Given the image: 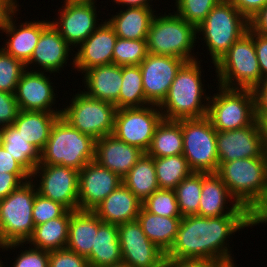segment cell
Segmentation results:
<instances>
[{
  "label": "cell",
  "instance_id": "6da1fadb",
  "mask_svg": "<svg viewBox=\"0 0 267 267\" xmlns=\"http://www.w3.org/2000/svg\"><path fill=\"white\" fill-rule=\"evenodd\" d=\"M262 224L253 215L203 217L183 216L176 239L165 254L168 259L215 260L236 264L230 237L243 229ZM248 227V228H247Z\"/></svg>",
  "mask_w": 267,
  "mask_h": 267
},
{
  "label": "cell",
  "instance_id": "7a4b0ae2",
  "mask_svg": "<svg viewBox=\"0 0 267 267\" xmlns=\"http://www.w3.org/2000/svg\"><path fill=\"white\" fill-rule=\"evenodd\" d=\"M216 174L231 196L262 225L267 224V156L219 163Z\"/></svg>",
  "mask_w": 267,
  "mask_h": 267
},
{
  "label": "cell",
  "instance_id": "3957f363",
  "mask_svg": "<svg viewBox=\"0 0 267 267\" xmlns=\"http://www.w3.org/2000/svg\"><path fill=\"white\" fill-rule=\"evenodd\" d=\"M203 60L185 62L178 70L167 96L159 105L163 119L180 120L207 116L210 90L207 92L201 66ZM202 67V68H201ZM204 70V71H203ZM203 72V73H202Z\"/></svg>",
  "mask_w": 267,
  "mask_h": 267
},
{
  "label": "cell",
  "instance_id": "277c9868",
  "mask_svg": "<svg viewBox=\"0 0 267 267\" xmlns=\"http://www.w3.org/2000/svg\"><path fill=\"white\" fill-rule=\"evenodd\" d=\"M248 28L249 21L237 8L229 0H221L197 27V40L204 41L209 62L215 66Z\"/></svg>",
  "mask_w": 267,
  "mask_h": 267
},
{
  "label": "cell",
  "instance_id": "5b68a950",
  "mask_svg": "<svg viewBox=\"0 0 267 267\" xmlns=\"http://www.w3.org/2000/svg\"><path fill=\"white\" fill-rule=\"evenodd\" d=\"M166 12L165 9L164 14L157 13L152 20L146 39L148 53L173 56L186 62L199 59L194 52L196 43H200L197 28L174 11Z\"/></svg>",
  "mask_w": 267,
  "mask_h": 267
},
{
  "label": "cell",
  "instance_id": "8992f818",
  "mask_svg": "<svg viewBox=\"0 0 267 267\" xmlns=\"http://www.w3.org/2000/svg\"><path fill=\"white\" fill-rule=\"evenodd\" d=\"M95 141L60 116L40 152L39 164L61 165L80 171L95 159Z\"/></svg>",
  "mask_w": 267,
  "mask_h": 267
},
{
  "label": "cell",
  "instance_id": "52a82bcc",
  "mask_svg": "<svg viewBox=\"0 0 267 267\" xmlns=\"http://www.w3.org/2000/svg\"><path fill=\"white\" fill-rule=\"evenodd\" d=\"M219 86L253 90L262 81L253 37L247 32L214 66Z\"/></svg>",
  "mask_w": 267,
  "mask_h": 267
},
{
  "label": "cell",
  "instance_id": "ba28073f",
  "mask_svg": "<svg viewBox=\"0 0 267 267\" xmlns=\"http://www.w3.org/2000/svg\"><path fill=\"white\" fill-rule=\"evenodd\" d=\"M30 179L0 199V245L27 243L34 232L32 210L37 193Z\"/></svg>",
  "mask_w": 267,
  "mask_h": 267
},
{
  "label": "cell",
  "instance_id": "9c48e42d",
  "mask_svg": "<svg viewBox=\"0 0 267 267\" xmlns=\"http://www.w3.org/2000/svg\"><path fill=\"white\" fill-rule=\"evenodd\" d=\"M210 95L207 117L217 131H230L252 125L256 121L253 91L230 89L216 84Z\"/></svg>",
  "mask_w": 267,
  "mask_h": 267
},
{
  "label": "cell",
  "instance_id": "30bf717a",
  "mask_svg": "<svg viewBox=\"0 0 267 267\" xmlns=\"http://www.w3.org/2000/svg\"><path fill=\"white\" fill-rule=\"evenodd\" d=\"M68 102L61 106V117L72 127L94 140L113 133L117 110L113 103L93 99L81 90L73 94Z\"/></svg>",
  "mask_w": 267,
  "mask_h": 267
},
{
  "label": "cell",
  "instance_id": "8fae6325",
  "mask_svg": "<svg viewBox=\"0 0 267 267\" xmlns=\"http://www.w3.org/2000/svg\"><path fill=\"white\" fill-rule=\"evenodd\" d=\"M183 156L189 168L197 173H216L219 168L216 137L217 130L210 119H181Z\"/></svg>",
  "mask_w": 267,
  "mask_h": 267
},
{
  "label": "cell",
  "instance_id": "7c38bea8",
  "mask_svg": "<svg viewBox=\"0 0 267 267\" xmlns=\"http://www.w3.org/2000/svg\"><path fill=\"white\" fill-rule=\"evenodd\" d=\"M162 119L159 106L153 104L117 109L112 134L146 153L151 145L154 131Z\"/></svg>",
  "mask_w": 267,
  "mask_h": 267
},
{
  "label": "cell",
  "instance_id": "4fadbf2b",
  "mask_svg": "<svg viewBox=\"0 0 267 267\" xmlns=\"http://www.w3.org/2000/svg\"><path fill=\"white\" fill-rule=\"evenodd\" d=\"M31 179L42 196L62 204L70 211L79 210V171L76 169L38 164L31 174Z\"/></svg>",
  "mask_w": 267,
  "mask_h": 267
},
{
  "label": "cell",
  "instance_id": "5bb4252c",
  "mask_svg": "<svg viewBox=\"0 0 267 267\" xmlns=\"http://www.w3.org/2000/svg\"><path fill=\"white\" fill-rule=\"evenodd\" d=\"M62 1L63 4L56 13L58 18L50 22L74 49L79 47L102 24L99 21L103 19L98 16L99 12H102L97 9L100 4Z\"/></svg>",
  "mask_w": 267,
  "mask_h": 267
},
{
  "label": "cell",
  "instance_id": "9a60e30c",
  "mask_svg": "<svg viewBox=\"0 0 267 267\" xmlns=\"http://www.w3.org/2000/svg\"><path fill=\"white\" fill-rule=\"evenodd\" d=\"M72 51L74 53V49L50 22L43 29L30 60L25 64L26 69L48 72L50 75L53 73L55 77V73L60 75L70 60V64L73 65L72 70H74V54Z\"/></svg>",
  "mask_w": 267,
  "mask_h": 267
},
{
  "label": "cell",
  "instance_id": "2e32d148",
  "mask_svg": "<svg viewBox=\"0 0 267 267\" xmlns=\"http://www.w3.org/2000/svg\"><path fill=\"white\" fill-rule=\"evenodd\" d=\"M122 262L130 267H163L165 253L143 232L137 219L118 225Z\"/></svg>",
  "mask_w": 267,
  "mask_h": 267
},
{
  "label": "cell",
  "instance_id": "e0dca14e",
  "mask_svg": "<svg viewBox=\"0 0 267 267\" xmlns=\"http://www.w3.org/2000/svg\"><path fill=\"white\" fill-rule=\"evenodd\" d=\"M185 62L173 56L148 53L139 67L145 98L149 104L159 106L163 102L178 70Z\"/></svg>",
  "mask_w": 267,
  "mask_h": 267
},
{
  "label": "cell",
  "instance_id": "ac0fdd59",
  "mask_svg": "<svg viewBox=\"0 0 267 267\" xmlns=\"http://www.w3.org/2000/svg\"><path fill=\"white\" fill-rule=\"evenodd\" d=\"M47 74L48 72L28 69L23 72L15 91V99L18 103L19 110L62 112L60 103L58 104V108L55 105L56 102H59V100L56 101L59 97L55 93L57 92V89L55 91L57 86L51 81L53 77H50V75L47 76Z\"/></svg>",
  "mask_w": 267,
  "mask_h": 267
},
{
  "label": "cell",
  "instance_id": "d6986e66",
  "mask_svg": "<svg viewBox=\"0 0 267 267\" xmlns=\"http://www.w3.org/2000/svg\"><path fill=\"white\" fill-rule=\"evenodd\" d=\"M20 11L18 8L0 25V33H5L7 38L0 47L15 59L26 64L33 54L43 29L50 23V19L47 20L48 17L45 20L44 18L43 20L31 19L19 23L17 21L21 17L17 15H20Z\"/></svg>",
  "mask_w": 267,
  "mask_h": 267
},
{
  "label": "cell",
  "instance_id": "ffe728a7",
  "mask_svg": "<svg viewBox=\"0 0 267 267\" xmlns=\"http://www.w3.org/2000/svg\"><path fill=\"white\" fill-rule=\"evenodd\" d=\"M78 183L79 210L93 211L122 184V179L93 160L79 171Z\"/></svg>",
  "mask_w": 267,
  "mask_h": 267
},
{
  "label": "cell",
  "instance_id": "44dd1931",
  "mask_svg": "<svg viewBox=\"0 0 267 267\" xmlns=\"http://www.w3.org/2000/svg\"><path fill=\"white\" fill-rule=\"evenodd\" d=\"M216 146L219 163L264 154L258 122L230 131H217Z\"/></svg>",
  "mask_w": 267,
  "mask_h": 267
},
{
  "label": "cell",
  "instance_id": "7402d4cb",
  "mask_svg": "<svg viewBox=\"0 0 267 267\" xmlns=\"http://www.w3.org/2000/svg\"><path fill=\"white\" fill-rule=\"evenodd\" d=\"M114 28L105 20L79 46L74 54V70L82 74L96 66L113 64L114 45L117 40Z\"/></svg>",
  "mask_w": 267,
  "mask_h": 267
},
{
  "label": "cell",
  "instance_id": "603a6c76",
  "mask_svg": "<svg viewBox=\"0 0 267 267\" xmlns=\"http://www.w3.org/2000/svg\"><path fill=\"white\" fill-rule=\"evenodd\" d=\"M203 217L225 215H252L231 196L228 188L216 173H202V191L199 211Z\"/></svg>",
  "mask_w": 267,
  "mask_h": 267
},
{
  "label": "cell",
  "instance_id": "cb8c5ba5",
  "mask_svg": "<svg viewBox=\"0 0 267 267\" xmlns=\"http://www.w3.org/2000/svg\"><path fill=\"white\" fill-rule=\"evenodd\" d=\"M144 153L110 134L95 141L94 161L123 179Z\"/></svg>",
  "mask_w": 267,
  "mask_h": 267
},
{
  "label": "cell",
  "instance_id": "d4e9b609",
  "mask_svg": "<svg viewBox=\"0 0 267 267\" xmlns=\"http://www.w3.org/2000/svg\"><path fill=\"white\" fill-rule=\"evenodd\" d=\"M82 75L85 88L82 91L87 96L113 103L119 109L122 66L116 64L96 66L86 70Z\"/></svg>",
  "mask_w": 267,
  "mask_h": 267
},
{
  "label": "cell",
  "instance_id": "484cf974",
  "mask_svg": "<svg viewBox=\"0 0 267 267\" xmlns=\"http://www.w3.org/2000/svg\"><path fill=\"white\" fill-rule=\"evenodd\" d=\"M142 202L122 183L93 212L104 223L121 224L136 220Z\"/></svg>",
  "mask_w": 267,
  "mask_h": 267
},
{
  "label": "cell",
  "instance_id": "4316f807",
  "mask_svg": "<svg viewBox=\"0 0 267 267\" xmlns=\"http://www.w3.org/2000/svg\"><path fill=\"white\" fill-rule=\"evenodd\" d=\"M155 12V13H154ZM158 11L146 7H121L116 15L106 19L118 38L129 40L147 39L152 20Z\"/></svg>",
  "mask_w": 267,
  "mask_h": 267
},
{
  "label": "cell",
  "instance_id": "83f0119b",
  "mask_svg": "<svg viewBox=\"0 0 267 267\" xmlns=\"http://www.w3.org/2000/svg\"><path fill=\"white\" fill-rule=\"evenodd\" d=\"M61 112L20 110L12 124L22 137L40 152L50 137L51 129Z\"/></svg>",
  "mask_w": 267,
  "mask_h": 267
},
{
  "label": "cell",
  "instance_id": "f1b7e54d",
  "mask_svg": "<svg viewBox=\"0 0 267 267\" xmlns=\"http://www.w3.org/2000/svg\"><path fill=\"white\" fill-rule=\"evenodd\" d=\"M98 232V216L93 211H71L66 248L87 257Z\"/></svg>",
  "mask_w": 267,
  "mask_h": 267
},
{
  "label": "cell",
  "instance_id": "f546056e",
  "mask_svg": "<svg viewBox=\"0 0 267 267\" xmlns=\"http://www.w3.org/2000/svg\"><path fill=\"white\" fill-rule=\"evenodd\" d=\"M86 258L89 267H106L122 262L117 224L104 223L98 217L94 246Z\"/></svg>",
  "mask_w": 267,
  "mask_h": 267
},
{
  "label": "cell",
  "instance_id": "4dcf8cb0",
  "mask_svg": "<svg viewBox=\"0 0 267 267\" xmlns=\"http://www.w3.org/2000/svg\"><path fill=\"white\" fill-rule=\"evenodd\" d=\"M182 217H165L152 214L141 207L137 221L143 232L165 254L172 247Z\"/></svg>",
  "mask_w": 267,
  "mask_h": 267
},
{
  "label": "cell",
  "instance_id": "1f68e13d",
  "mask_svg": "<svg viewBox=\"0 0 267 267\" xmlns=\"http://www.w3.org/2000/svg\"><path fill=\"white\" fill-rule=\"evenodd\" d=\"M71 211L68 210L62 217L51 219L37 225L26 244L46 251L66 248Z\"/></svg>",
  "mask_w": 267,
  "mask_h": 267
},
{
  "label": "cell",
  "instance_id": "d6a6232c",
  "mask_svg": "<svg viewBox=\"0 0 267 267\" xmlns=\"http://www.w3.org/2000/svg\"><path fill=\"white\" fill-rule=\"evenodd\" d=\"M146 153L153 158L182 154L183 134L181 119H162L154 131L151 145Z\"/></svg>",
  "mask_w": 267,
  "mask_h": 267
},
{
  "label": "cell",
  "instance_id": "836d02e7",
  "mask_svg": "<svg viewBox=\"0 0 267 267\" xmlns=\"http://www.w3.org/2000/svg\"><path fill=\"white\" fill-rule=\"evenodd\" d=\"M122 183L141 201L160 189L154 166V158L144 153L122 179Z\"/></svg>",
  "mask_w": 267,
  "mask_h": 267
},
{
  "label": "cell",
  "instance_id": "e575fe53",
  "mask_svg": "<svg viewBox=\"0 0 267 267\" xmlns=\"http://www.w3.org/2000/svg\"><path fill=\"white\" fill-rule=\"evenodd\" d=\"M2 147L8 151L30 174L40 163V151L27 142L13 126L4 127Z\"/></svg>",
  "mask_w": 267,
  "mask_h": 267
},
{
  "label": "cell",
  "instance_id": "d590c367",
  "mask_svg": "<svg viewBox=\"0 0 267 267\" xmlns=\"http://www.w3.org/2000/svg\"><path fill=\"white\" fill-rule=\"evenodd\" d=\"M154 166L160 189L174 190L192 173L183 154L154 158Z\"/></svg>",
  "mask_w": 267,
  "mask_h": 267
},
{
  "label": "cell",
  "instance_id": "8d00e7d4",
  "mask_svg": "<svg viewBox=\"0 0 267 267\" xmlns=\"http://www.w3.org/2000/svg\"><path fill=\"white\" fill-rule=\"evenodd\" d=\"M149 105L143 90L139 66H122V85L119 93V109Z\"/></svg>",
  "mask_w": 267,
  "mask_h": 267
},
{
  "label": "cell",
  "instance_id": "74e56055",
  "mask_svg": "<svg viewBox=\"0 0 267 267\" xmlns=\"http://www.w3.org/2000/svg\"><path fill=\"white\" fill-rule=\"evenodd\" d=\"M174 191L182 217L196 215L202 191V173L192 172L175 187Z\"/></svg>",
  "mask_w": 267,
  "mask_h": 267
},
{
  "label": "cell",
  "instance_id": "f35d334b",
  "mask_svg": "<svg viewBox=\"0 0 267 267\" xmlns=\"http://www.w3.org/2000/svg\"><path fill=\"white\" fill-rule=\"evenodd\" d=\"M147 55L146 39L129 40L117 38L113 51V64L118 66H139Z\"/></svg>",
  "mask_w": 267,
  "mask_h": 267
},
{
  "label": "cell",
  "instance_id": "ab89813d",
  "mask_svg": "<svg viewBox=\"0 0 267 267\" xmlns=\"http://www.w3.org/2000/svg\"><path fill=\"white\" fill-rule=\"evenodd\" d=\"M142 207L155 215L182 217L174 190L158 189L142 202Z\"/></svg>",
  "mask_w": 267,
  "mask_h": 267
},
{
  "label": "cell",
  "instance_id": "60d3db41",
  "mask_svg": "<svg viewBox=\"0 0 267 267\" xmlns=\"http://www.w3.org/2000/svg\"><path fill=\"white\" fill-rule=\"evenodd\" d=\"M25 244V245H24ZM26 243H11L7 245H0L2 251L0 252H7V251H16L18 247V253L16 251V257L14 258L13 265L11 264L10 267H49V251L37 249L32 246L27 247ZM0 249V250H1ZM9 267V266H8Z\"/></svg>",
  "mask_w": 267,
  "mask_h": 267
},
{
  "label": "cell",
  "instance_id": "b9f144b4",
  "mask_svg": "<svg viewBox=\"0 0 267 267\" xmlns=\"http://www.w3.org/2000/svg\"><path fill=\"white\" fill-rule=\"evenodd\" d=\"M174 1V0H173ZM221 0H175L173 11L196 28Z\"/></svg>",
  "mask_w": 267,
  "mask_h": 267
},
{
  "label": "cell",
  "instance_id": "7bdbcfd3",
  "mask_svg": "<svg viewBox=\"0 0 267 267\" xmlns=\"http://www.w3.org/2000/svg\"><path fill=\"white\" fill-rule=\"evenodd\" d=\"M26 65L0 47V91L15 94Z\"/></svg>",
  "mask_w": 267,
  "mask_h": 267
},
{
  "label": "cell",
  "instance_id": "ee69618b",
  "mask_svg": "<svg viewBox=\"0 0 267 267\" xmlns=\"http://www.w3.org/2000/svg\"><path fill=\"white\" fill-rule=\"evenodd\" d=\"M68 209L62 204L36 193L32 217L34 225L43 224L51 219L62 217Z\"/></svg>",
  "mask_w": 267,
  "mask_h": 267
},
{
  "label": "cell",
  "instance_id": "f6af8a7d",
  "mask_svg": "<svg viewBox=\"0 0 267 267\" xmlns=\"http://www.w3.org/2000/svg\"><path fill=\"white\" fill-rule=\"evenodd\" d=\"M49 267H89L86 257L67 248L49 251Z\"/></svg>",
  "mask_w": 267,
  "mask_h": 267
},
{
  "label": "cell",
  "instance_id": "bcb514c9",
  "mask_svg": "<svg viewBox=\"0 0 267 267\" xmlns=\"http://www.w3.org/2000/svg\"><path fill=\"white\" fill-rule=\"evenodd\" d=\"M19 111L15 94L0 91V126L12 125Z\"/></svg>",
  "mask_w": 267,
  "mask_h": 267
},
{
  "label": "cell",
  "instance_id": "7dc6e473",
  "mask_svg": "<svg viewBox=\"0 0 267 267\" xmlns=\"http://www.w3.org/2000/svg\"><path fill=\"white\" fill-rule=\"evenodd\" d=\"M31 179L30 173H0V199L7 197L22 183Z\"/></svg>",
  "mask_w": 267,
  "mask_h": 267
},
{
  "label": "cell",
  "instance_id": "c3c4849f",
  "mask_svg": "<svg viewBox=\"0 0 267 267\" xmlns=\"http://www.w3.org/2000/svg\"><path fill=\"white\" fill-rule=\"evenodd\" d=\"M254 39L257 60L261 70L263 81L267 80V36L253 32L250 28L247 31Z\"/></svg>",
  "mask_w": 267,
  "mask_h": 267
},
{
  "label": "cell",
  "instance_id": "681fc988",
  "mask_svg": "<svg viewBox=\"0 0 267 267\" xmlns=\"http://www.w3.org/2000/svg\"><path fill=\"white\" fill-rule=\"evenodd\" d=\"M227 264L215 260L198 259H168L165 258L163 267H225Z\"/></svg>",
  "mask_w": 267,
  "mask_h": 267
},
{
  "label": "cell",
  "instance_id": "f907efd6",
  "mask_svg": "<svg viewBox=\"0 0 267 267\" xmlns=\"http://www.w3.org/2000/svg\"><path fill=\"white\" fill-rule=\"evenodd\" d=\"M249 21L266 4L267 0H229Z\"/></svg>",
  "mask_w": 267,
  "mask_h": 267
},
{
  "label": "cell",
  "instance_id": "816d5d0a",
  "mask_svg": "<svg viewBox=\"0 0 267 267\" xmlns=\"http://www.w3.org/2000/svg\"><path fill=\"white\" fill-rule=\"evenodd\" d=\"M255 116L267 117V80L262 81L253 90Z\"/></svg>",
  "mask_w": 267,
  "mask_h": 267
},
{
  "label": "cell",
  "instance_id": "f5cc1de1",
  "mask_svg": "<svg viewBox=\"0 0 267 267\" xmlns=\"http://www.w3.org/2000/svg\"><path fill=\"white\" fill-rule=\"evenodd\" d=\"M29 173L14 157L3 147L0 148V173Z\"/></svg>",
  "mask_w": 267,
  "mask_h": 267
},
{
  "label": "cell",
  "instance_id": "db71d44e",
  "mask_svg": "<svg viewBox=\"0 0 267 267\" xmlns=\"http://www.w3.org/2000/svg\"><path fill=\"white\" fill-rule=\"evenodd\" d=\"M249 28L255 33L267 36V4L249 20Z\"/></svg>",
  "mask_w": 267,
  "mask_h": 267
},
{
  "label": "cell",
  "instance_id": "11a10c76",
  "mask_svg": "<svg viewBox=\"0 0 267 267\" xmlns=\"http://www.w3.org/2000/svg\"><path fill=\"white\" fill-rule=\"evenodd\" d=\"M20 6L14 0H0V25Z\"/></svg>",
  "mask_w": 267,
  "mask_h": 267
},
{
  "label": "cell",
  "instance_id": "9f6ffc18",
  "mask_svg": "<svg viewBox=\"0 0 267 267\" xmlns=\"http://www.w3.org/2000/svg\"><path fill=\"white\" fill-rule=\"evenodd\" d=\"M153 0H109L114 4V9L116 10L117 7H146V8H153L152 5ZM156 1V0H155ZM115 5H117L115 7Z\"/></svg>",
  "mask_w": 267,
  "mask_h": 267
},
{
  "label": "cell",
  "instance_id": "6f0895ef",
  "mask_svg": "<svg viewBox=\"0 0 267 267\" xmlns=\"http://www.w3.org/2000/svg\"><path fill=\"white\" fill-rule=\"evenodd\" d=\"M258 122L264 154L267 156V117H256Z\"/></svg>",
  "mask_w": 267,
  "mask_h": 267
},
{
  "label": "cell",
  "instance_id": "680465c9",
  "mask_svg": "<svg viewBox=\"0 0 267 267\" xmlns=\"http://www.w3.org/2000/svg\"><path fill=\"white\" fill-rule=\"evenodd\" d=\"M68 1L78 2V3H94V4L97 3V0H68Z\"/></svg>",
  "mask_w": 267,
  "mask_h": 267
},
{
  "label": "cell",
  "instance_id": "91938a15",
  "mask_svg": "<svg viewBox=\"0 0 267 267\" xmlns=\"http://www.w3.org/2000/svg\"><path fill=\"white\" fill-rule=\"evenodd\" d=\"M4 127L0 126V148L3 145Z\"/></svg>",
  "mask_w": 267,
  "mask_h": 267
},
{
  "label": "cell",
  "instance_id": "94428289",
  "mask_svg": "<svg viewBox=\"0 0 267 267\" xmlns=\"http://www.w3.org/2000/svg\"><path fill=\"white\" fill-rule=\"evenodd\" d=\"M106 267H130L127 263L120 262L118 264H113L111 266H106Z\"/></svg>",
  "mask_w": 267,
  "mask_h": 267
},
{
  "label": "cell",
  "instance_id": "6125c7cd",
  "mask_svg": "<svg viewBox=\"0 0 267 267\" xmlns=\"http://www.w3.org/2000/svg\"><path fill=\"white\" fill-rule=\"evenodd\" d=\"M0 267H7L6 265H4L3 261L0 258Z\"/></svg>",
  "mask_w": 267,
  "mask_h": 267
},
{
  "label": "cell",
  "instance_id": "be15d7a7",
  "mask_svg": "<svg viewBox=\"0 0 267 267\" xmlns=\"http://www.w3.org/2000/svg\"><path fill=\"white\" fill-rule=\"evenodd\" d=\"M225 267H238L237 264H229V265H226Z\"/></svg>",
  "mask_w": 267,
  "mask_h": 267
}]
</instances>
